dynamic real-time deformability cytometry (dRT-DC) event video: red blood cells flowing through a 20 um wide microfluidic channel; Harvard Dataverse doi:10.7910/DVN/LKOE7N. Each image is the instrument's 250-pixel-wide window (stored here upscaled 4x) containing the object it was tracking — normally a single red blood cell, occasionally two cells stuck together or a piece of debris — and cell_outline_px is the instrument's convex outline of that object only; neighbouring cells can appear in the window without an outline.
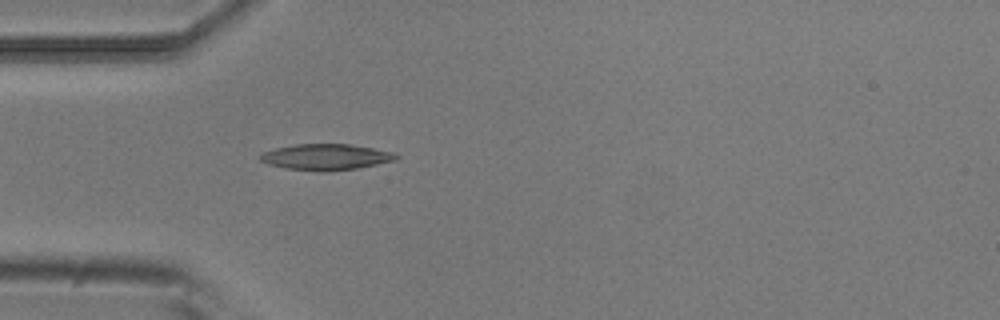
{"species": "common noctule bat (a hibernating species)", "species_latin": "Nyctalus noctula", "temperature_condition": "room temperature", "stored_images_in_passage": 1, "camera_frame_rate_fps": 3000, "um_per_image_px": 0.085, "animal": {"sex": "male", "body_mass_g": 20.5, "forearm_length_mm": 52.5}, "frame": {"image": 1, "passage_image": 1, "time_ms": 0.0, "image_size_px": [1000, 320], "cell_outline_px": [[400, 156], [396, 160], [360, 168], [324, 172], [320, 172], [284, 168], [268, 164], [260, 160], [260, 156], [264, 152], [276, 148], [292, 144], [348, 144], [396, 152]], "centroid_in_image_um": [27.74, 13.35], "position_along_channel_um": 57.3, "area_um2": 20.81}}